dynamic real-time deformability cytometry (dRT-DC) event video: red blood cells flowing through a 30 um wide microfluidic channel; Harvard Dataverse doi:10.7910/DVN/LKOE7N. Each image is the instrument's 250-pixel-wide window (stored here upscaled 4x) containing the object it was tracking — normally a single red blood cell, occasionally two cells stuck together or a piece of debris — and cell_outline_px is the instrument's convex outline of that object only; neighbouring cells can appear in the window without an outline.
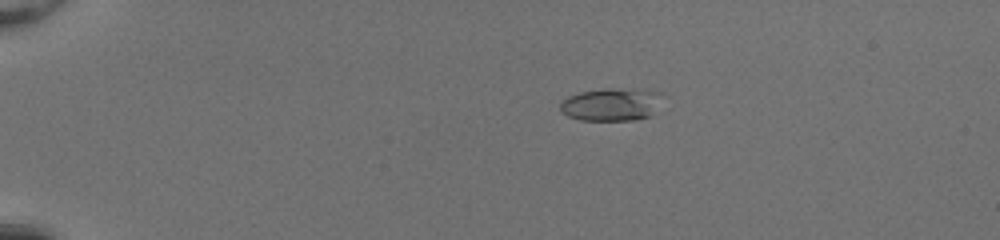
{"species": "common noctule bat (a hibernating species)", "species_latin": "Nyctalus noctula", "temperature_condition": "room temperature", "stored_images_in_passage": 13, "camera_frame_rate_fps": 3000, "um_per_image_px": 0.085, "animal": {"sex": "female", "body_mass_g": 20.0, "forearm_length_mm": 54.0}, "frame": {"image": 1, "passage_image": 13, "time_ms": 4.0, "image_size_px": [1000, 240], "cell_outline_px": [[660, 96], [648, 116], [636, 120], [580, 120], [568, 116], [560, 112], [560, 100], [568, 96], [580, 92], [604, 88], [608, 88], [660, 92]], "centroid_in_image_um": [51.81, 8.89], "position_along_channel_um": 33.2, "area_um2": 19.02}}